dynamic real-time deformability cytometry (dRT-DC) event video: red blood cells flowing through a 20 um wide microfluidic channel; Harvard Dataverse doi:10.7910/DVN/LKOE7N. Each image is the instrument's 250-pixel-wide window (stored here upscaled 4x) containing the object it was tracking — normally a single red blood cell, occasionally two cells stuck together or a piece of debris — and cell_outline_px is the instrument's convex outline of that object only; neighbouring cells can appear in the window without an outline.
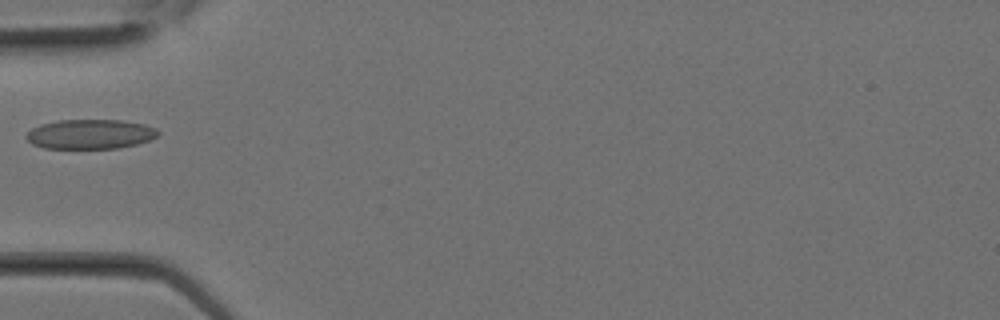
{"species": "Egyptian fruit bat (a non-hibernating species)", "species_latin": "Rousettus aegyptiacus", "temperature_condition": "room temperature", "stored_images_in_passage": 5, "camera_frame_rate_fps": 3000, "um_per_image_px": 0.085, "animal": {"sex": "female"}, "frame": {"image": 1, "passage_image": 1, "time_ms": 0.0, "image_size_px": [1000, 320], "cell_outline_px": [[160, 132], [156, 136], [148, 140], [136, 144], [120, 148], [44, 148], [32, 144], [24, 136], [32, 128], [40, 124], [60, 120], [120, 120], [144, 124], [156, 128]], "centroid_in_image_um": [7.65, 11.4], "position_along_channel_um": 77.3, "area_um2": 22.66}}
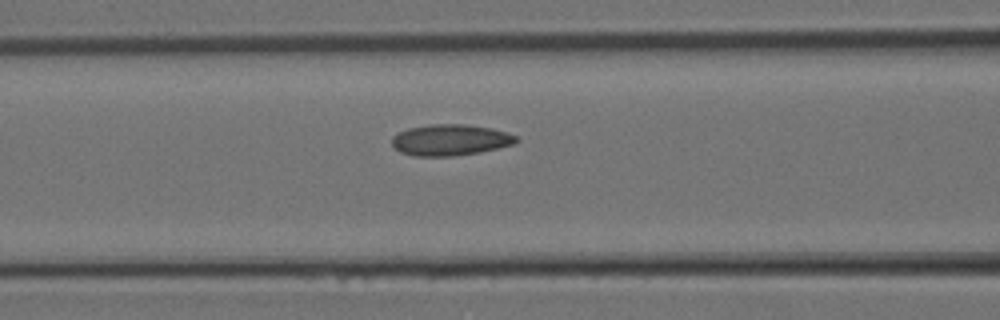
{"frame": {"image": 2, "passage_image": 3, "time_ms": 0.667, "image_size_px": [1000, 320], "cell_outline_px": [[520, 140], [512, 144], [480, 152], [452, 156], [412, 156], [400, 152], [392, 144], [392, 136], [408, 128], [428, 124], [464, 124], [492, 128], [508, 132], [516, 136]], "centroid_in_image_um": [38.27, 11.89], "position_along_channel_um": 128.3, "area_um2": 22.6}}
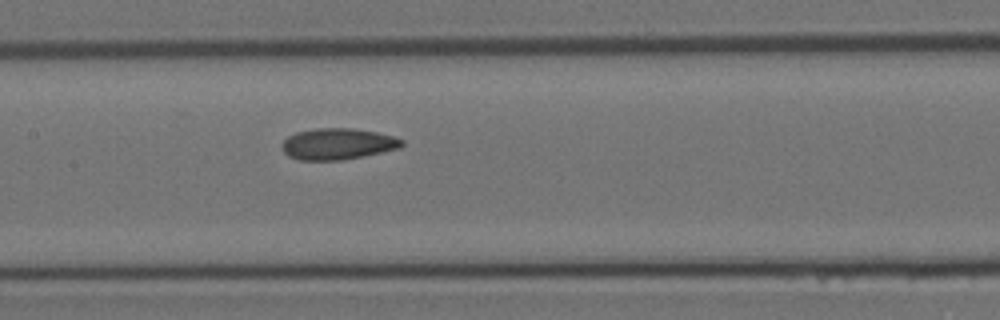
{"frame": {"image": 3, "passage_image": 5, "time_ms": 1.333, "image_size_px": [1000, 320], "cell_outline_px": [[404, 144], [400, 148], [340, 160], [300, 160], [288, 156], [280, 148], [284, 140], [288, 136], [296, 132], [316, 128], [352, 128], [376, 132], [392, 136], [404, 140]], "centroid_in_image_um": [28.67, 12.23], "position_along_channel_um": 178.7, "area_um2": 21.73}}